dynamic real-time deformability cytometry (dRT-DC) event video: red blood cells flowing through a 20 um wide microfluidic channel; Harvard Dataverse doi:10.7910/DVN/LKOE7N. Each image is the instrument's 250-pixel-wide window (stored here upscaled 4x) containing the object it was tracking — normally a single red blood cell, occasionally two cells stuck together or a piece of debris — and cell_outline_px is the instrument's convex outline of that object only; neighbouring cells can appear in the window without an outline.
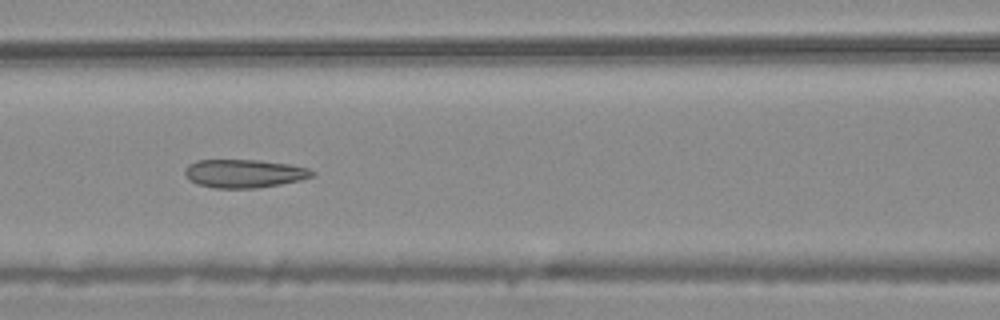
{"species": "common noctule bat (a hibernating species)", "species_latin": "Nyctalus noctula", "temperature_condition": "warm", "stored_images_in_passage": 9, "camera_frame_rate_fps": 3000, "um_per_image_px": 0.085, "animal": {"sex": "male", "body_mass_g": 20.4}, "frame": {"image": 1, "passage_image": 6, "time_ms": 1.667, "image_size_px": [1000, 320], "cell_outline_px": [[316, 172], [312, 176], [300, 180], [280, 184], [256, 188], [216, 188], [196, 184], [188, 180], [184, 172], [188, 164], [196, 160], [260, 160], [292, 164], [308, 168]], "centroid_in_image_um": [20.74, 14.74], "position_along_channel_um": 145.9, "area_um2": 21.15}}
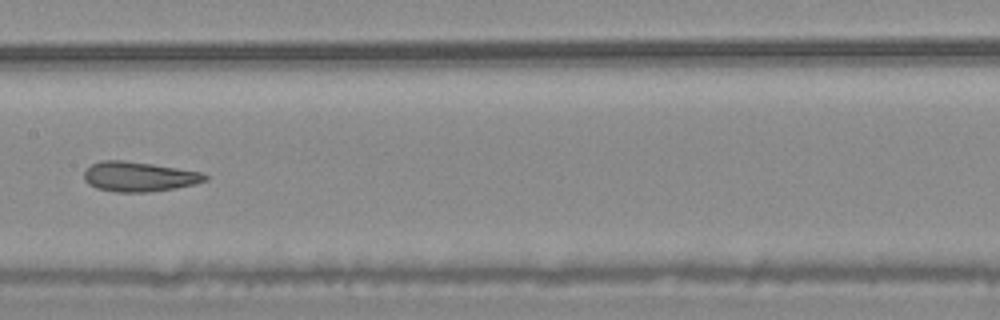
{"frame": {"image": 2, "passage_image": 7, "time_ms": 2.0, "image_size_px": [1000, 320], "cell_outline_px": [[208, 180], [176, 188], [148, 192], [116, 192], [96, 188], [88, 184], [84, 180], [84, 172], [92, 164], [100, 160], [124, 160], [152, 164], [200, 172], [208, 176]], "centroid_in_image_um": [11.77, 15.01], "position_along_channel_um": 195.6, "area_um2": 20.92}}
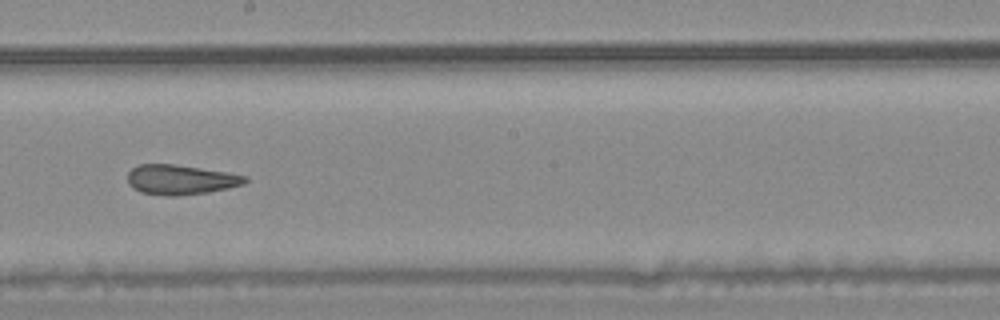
{"frame": {"image": 3, "passage_image": 8, "time_ms": 2.333, "image_size_px": [1000, 320], "cell_outline_px": [[248, 180], [244, 184], [228, 188], [208, 192], [176, 196], [168, 196], [140, 192], [132, 188], [128, 184], [128, 172], [132, 168], [140, 164], [172, 164], [228, 172], [248, 176]], "centroid_in_image_um": [15.35, 15.27], "position_along_channel_um": 232.9, "area_um2": 20.46}}